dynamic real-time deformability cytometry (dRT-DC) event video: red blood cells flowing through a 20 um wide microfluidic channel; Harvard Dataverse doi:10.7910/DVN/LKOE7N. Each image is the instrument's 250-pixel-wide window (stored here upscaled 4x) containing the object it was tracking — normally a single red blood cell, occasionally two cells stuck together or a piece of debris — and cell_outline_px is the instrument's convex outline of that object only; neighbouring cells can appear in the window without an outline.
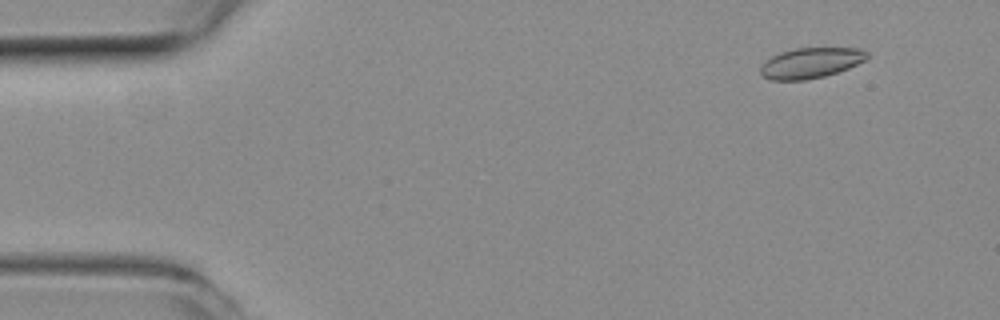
{"species": "common noctule bat (a hibernating species)", "species_latin": "Nyctalus noctula", "temperature_condition": "room temperature", "stored_images_in_passage": 13, "camera_frame_rate_fps": 3000, "um_per_image_px": 0.085, "animal": {"sex": "female", "body_mass_g": 19.3, "forearm_length_mm": 54.1}, "frame": {"image": 1, "passage_image": 3, "time_ms": 0.667, "image_size_px": [1000, 320], "cell_outline_px": [[868, 56], [864, 60], [848, 68], [824, 76], [804, 80], [772, 80], [764, 76], [760, 72], [760, 68], [772, 56], [780, 52], [796, 48], [856, 48], [868, 52]], "centroid_in_image_um": [68.91, 5.34], "position_along_channel_um": 16.1, "area_um2": 18.55}}
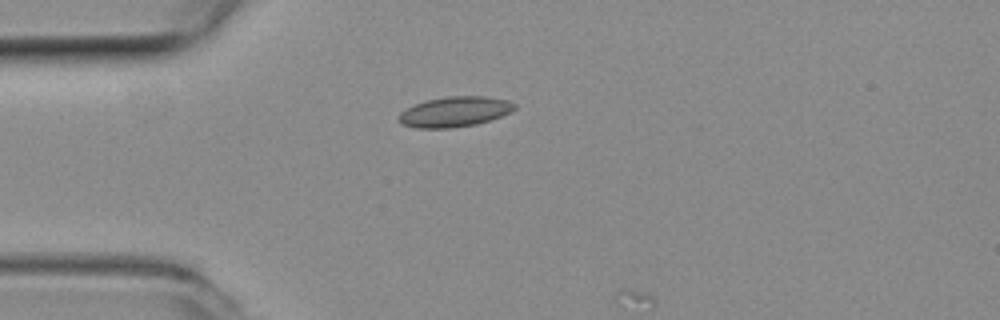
{"frame": {"image": 2, "passage_image": 12, "time_ms": 3.667, "image_size_px": [1000, 320], "cell_outline_px": [[516, 108], [500, 116], [476, 124], [448, 128], [416, 128], [404, 124], [400, 120], [400, 112], [424, 100], [448, 96], [484, 96], [508, 100], [516, 104]], "centroid_in_image_um": [38.66, 9.48], "position_along_channel_um": 46.3, "area_um2": 20.06}}